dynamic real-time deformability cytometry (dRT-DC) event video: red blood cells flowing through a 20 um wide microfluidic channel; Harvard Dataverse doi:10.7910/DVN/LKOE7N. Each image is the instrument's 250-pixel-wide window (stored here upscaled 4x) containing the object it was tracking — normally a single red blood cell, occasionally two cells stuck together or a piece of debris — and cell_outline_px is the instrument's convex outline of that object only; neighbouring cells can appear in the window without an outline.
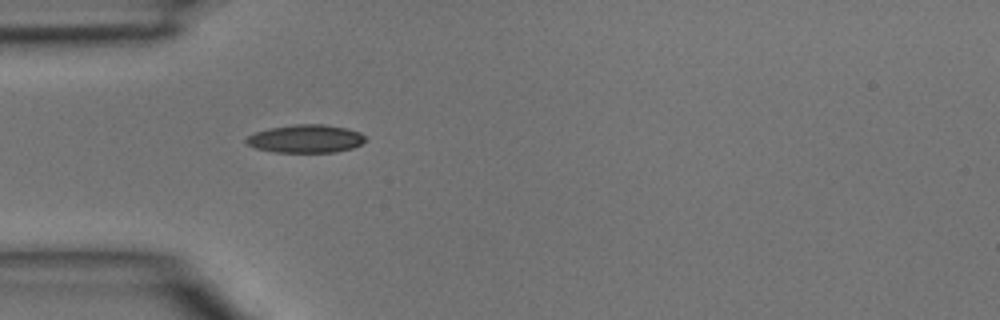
{"species": "common noctule bat (a hibernating species)", "species_latin": "Nyctalus noctula", "temperature_condition": "room temperature", "stored_images_in_passage": 1, "camera_frame_rate_fps": 3000, "um_per_image_px": 0.085, "animal": {"sex": "male", "body_mass_g": 15.6}, "frame": {"image": 1, "passage_image": 1, "time_ms": 0.0, "image_size_px": [1000, 320], "cell_outline_px": [[368, 140], [352, 148], [336, 152], [276, 152], [256, 148], [248, 144], [244, 140], [248, 136], [256, 132], [268, 128], [296, 124], [324, 124], [344, 128], [360, 132]], "centroid_in_image_um": [26.0, 11.79], "position_along_channel_um": 59.0, "area_um2": 19.42}}